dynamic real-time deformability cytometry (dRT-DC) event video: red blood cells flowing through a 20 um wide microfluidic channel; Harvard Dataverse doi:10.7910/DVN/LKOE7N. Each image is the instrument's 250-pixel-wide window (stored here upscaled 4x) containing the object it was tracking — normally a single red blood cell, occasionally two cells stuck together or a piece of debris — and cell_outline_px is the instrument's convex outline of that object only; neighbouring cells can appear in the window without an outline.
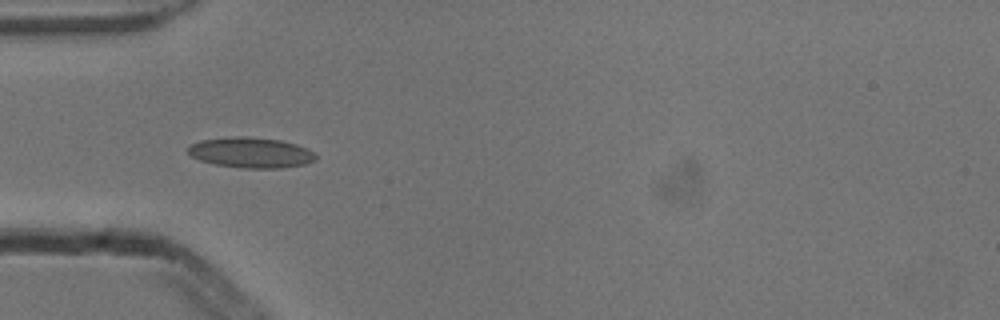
{"species": "common noctule bat (a hibernating species)", "species_latin": "Nyctalus noctula", "temperature_condition": "cold", "stored_images_in_passage": 6, "camera_frame_rate_fps": 3000, "um_per_image_px": 0.085, "animal": {"sex": "male", "body_mass_g": 13.3}, "frame": {"image": 1, "passage_image": 4, "time_ms": 1.0, "image_size_px": [1000, 320], "cell_outline_px": [[316, 160], [308, 164], [284, 168], [244, 168], [216, 164], [200, 160], [192, 156], [188, 152], [188, 148], [192, 144], [200, 140], [232, 136], [244, 136], [280, 140], [296, 144], [308, 148], [316, 156]], "centroid_in_image_um": [21.36, 12.97], "position_along_channel_um": 63.6, "area_um2": 22.72}}
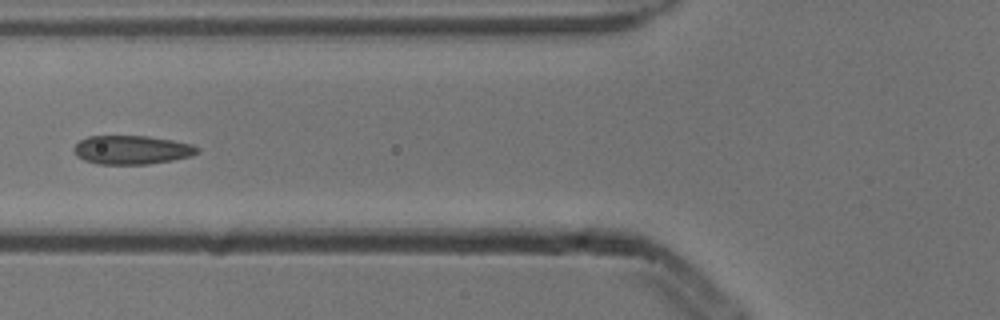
{"frame": {"image": 2, "passage_image": 5, "time_ms": 1.333, "image_size_px": [1000, 320], "cell_outline_px": [[200, 152], [192, 156], [172, 160], [148, 164], [96, 164], [84, 160], [76, 156], [72, 148], [80, 140], [88, 136], [148, 136], [172, 140], [192, 144], [200, 148]], "centroid_in_image_um": [11.21, 12.74], "position_along_channel_um": 114.6, "area_um2": 20.87}}
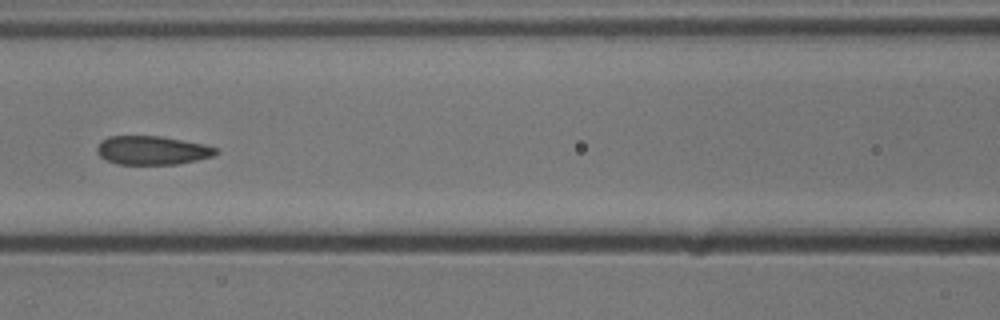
{"frame": {"image": 3, "passage_image": 6, "time_ms": 1.667, "image_size_px": [1000, 320], "cell_outline_px": [[220, 152], [212, 156], [196, 160], [176, 164], [116, 164], [104, 160], [96, 152], [96, 148], [100, 140], [108, 136], [160, 136], [204, 144], [220, 148]], "centroid_in_image_um": [12.91, 12.77], "position_along_channel_um": 153.7, "area_um2": 20.11}}